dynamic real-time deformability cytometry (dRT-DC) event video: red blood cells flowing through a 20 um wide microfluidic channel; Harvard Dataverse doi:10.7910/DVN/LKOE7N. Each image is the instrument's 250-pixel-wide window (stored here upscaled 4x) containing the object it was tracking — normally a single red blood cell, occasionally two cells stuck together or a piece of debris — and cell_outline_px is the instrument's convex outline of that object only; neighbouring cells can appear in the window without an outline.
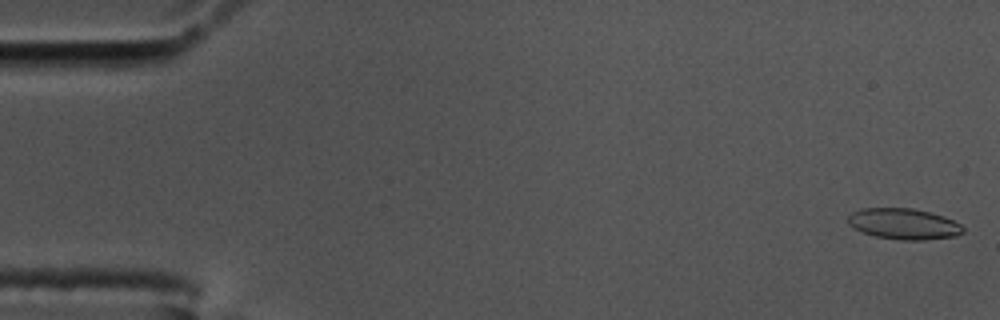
{"species": "common noctule bat (a hibernating species)", "species_latin": "Nyctalus noctula", "temperature_condition": "cold", "stored_images_in_passage": 57, "camera_frame_rate_fps": 3000, "um_per_image_px": 0.085, "animal": {"sex": "male", "body_mass_g": 17.5, "forearm_length_mm": 52.3}, "frame": {"image": 1, "passage_image": 1, "time_ms": 0.0, "image_size_px": [1000, 320], "cell_outline_px": [[964, 232], [956, 236], [924, 240], [900, 240], [876, 236], [864, 232], [848, 224], [848, 216], [852, 212], [860, 208], [912, 208], [944, 216], [960, 224], [964, 228]], "centroid_in_image_um": [76.83, 19.03], "position_along_channel_um": 8.2, "area_um2": 20.63}}
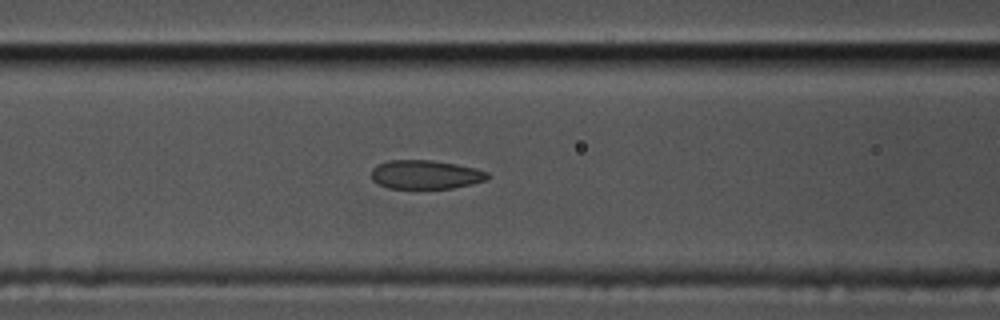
{"frame": {"image": 2, "passage_image": 23, "time_ms": 7.333, "image_size_px": [1000, 320], "cell_outline_px": [[492, 176], [484, 180], [472, 184], [452, 188], [388, 188], [372, 180], [372, 168], [376, 164], [388, 160], [432, 160], [456, 164], [476, 168], [488, 172]], "centroid_in_image_um": [36.18, 14.83], "position_along_channel_um": 130.4, "area_um2": 19.59}}
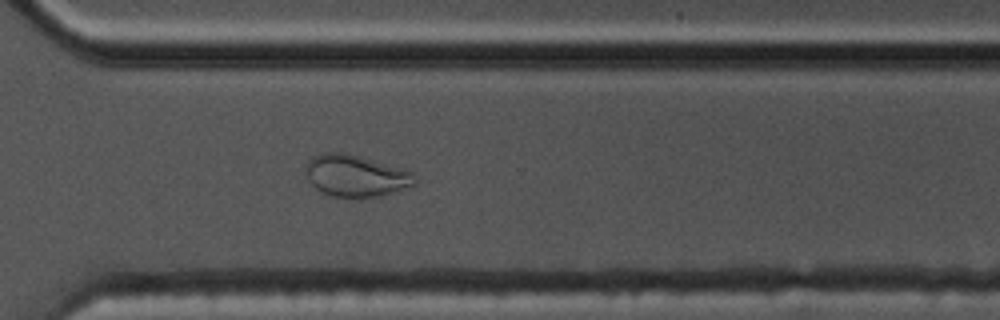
{"frame": {"image": 3, "passage_image": 41, "time_ms": 13.333, "image_size_px": [1000, 320], "cell_outline_px": [[416, 184], [396, 192], [380, 196], [332, 196], [320, 192], [308, 180], [304, 172], [304, 164], [312, 156], [324, 152], [344, 152], [404, 168], [412, 172], [416, 176]], "centroid_in_image_um": [30.22, 14.92], "position_along_channel_um": 340.4, "area_um2": 26.82}, "authors_computed_cell_mechanics": {"area_um2": 20.9814, "velocity_mm_per_s": 3.5021, "shape_relaxation_time_tau1_ms": null, "shape_relaxation_time_tau2_ms": 1.5135, "deformation_change_tau1": null, "deformation_change_tau2": 0.061}}